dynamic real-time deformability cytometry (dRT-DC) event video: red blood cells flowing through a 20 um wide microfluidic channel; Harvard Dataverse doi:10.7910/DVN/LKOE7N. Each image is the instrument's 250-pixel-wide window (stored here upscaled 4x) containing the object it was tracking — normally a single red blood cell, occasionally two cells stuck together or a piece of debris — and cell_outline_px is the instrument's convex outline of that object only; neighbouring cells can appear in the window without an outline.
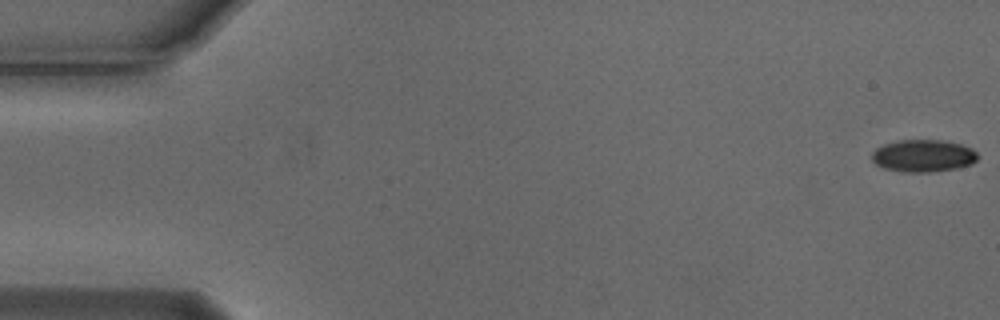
{"species": "Egyptian fruit bat (a non-hibernating species)", "species_latin": "Rousettus aegyptiacus", "temperature_condition": "cold", "stored_images_in_passage": 51, "camera_frame_rate_fps": 3000, "um_per_image_px": 0.085, "animal": {"sex": "male"}, "frame": {"image": 1, "passage_image": 1, "time_ms": 0.0, "image_size_px": [1000, 320], "cell_outline_px": [[976, 160], [972, 164], [956, 168], [928, 172], [904, 172], [884, 168], [876, 164], [872, 160], [872, 152], [876, 148], [884, 144], [896, 140], [940, 140], [960, 144], [972, 148], [976, 152]], "centroid_in_image_um": [78.45, 13.24], "position_along_channel_um": 6.6, "area_um2": 19.83}}
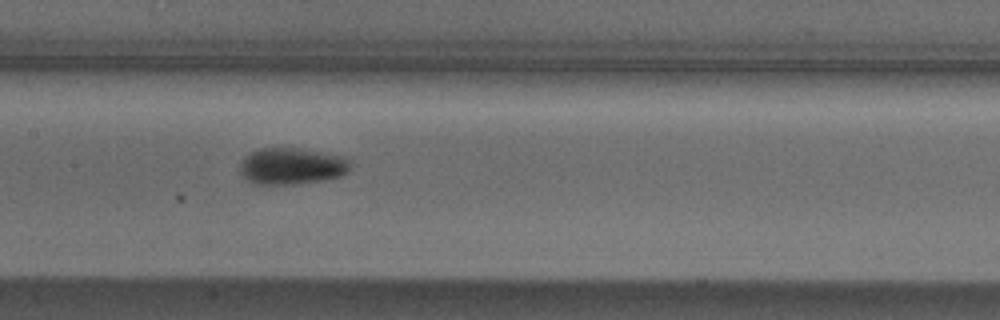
{"frame": {"image": 2, "passage_image": 27, "time_ms": 8.667, "image_size_px": [1000, 320], "cell_outline_px": [[352, 168], [348, 172], [340, 176], [324, 180], [292, 184], [252, 184], [240, 172], [240, 164], [244, 156], [260, 148], [300, 148], [344, 156], [352, 160]], "centroid_in_image_um": [24.84, 14.11], "position_along_channel_um": 182.6, "area_um2": 23.81}}
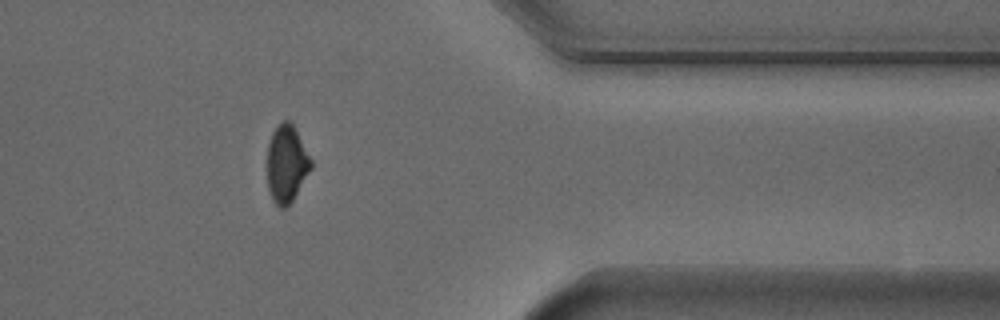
{"frame": {"image": 3, "passage_image": 45, "time_ms": 14.667, "image_size_px": [1000, 320], "cell_outline_px": [[312, 168], [292, 200], [284, 208], [280, 208], [272, 200], [268, 188], [268, 144], [272, 132], [284, 120], [292, 120], [312, 160]], "centroid_in_image_um": [24.37, 13.89], "position_along_channel_um": 387.0, "area_um2": 19.71}, "authors_computed_cell_mechanics": {"area_um2": 21.5016, "velocity_mm_per_s": 3.7256, "shape_relaxation_time_tau1_ms": 3.017, "shape_relaxation_time_tau2_ms": null, "deformation_change_tau1": 0.0782, "deformation_change_tau2": null}}